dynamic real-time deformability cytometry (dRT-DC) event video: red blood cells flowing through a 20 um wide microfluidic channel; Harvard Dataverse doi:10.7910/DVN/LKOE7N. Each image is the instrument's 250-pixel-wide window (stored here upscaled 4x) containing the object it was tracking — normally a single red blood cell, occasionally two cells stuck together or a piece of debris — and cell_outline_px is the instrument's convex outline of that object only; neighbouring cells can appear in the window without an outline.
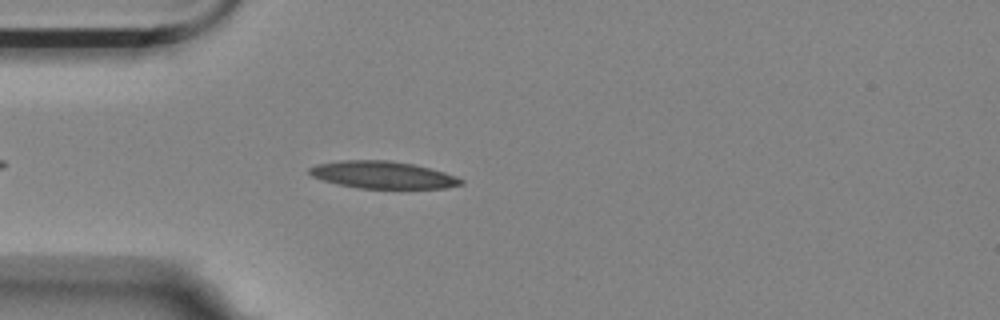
{"species": "Egyptian fruit bat (a non-hibernating species)", "species_latin": "Rousettus aegyptiacus", "temperature_condition": "room temperature", "stored_images_in_passage": 31, "camera_frame_rate_fps": 3000, "um_per_image_px": 0.085, "animal": {"sex": "female"}, "frame": {"image": 1, "passage_image": 6, "time_ms": 1.667, "image_size_px": [1000, 320], "cell_outline_px": [[464, 184], [444, 188], [360, 188], [340, 184], [324, 180], [312, 176], [308, 172], [308, 168], [320, 164], [344, 160], [388, 160], [412, 164], [444, 172], [456, 176], [464, 180]], "centroid_in_image_um": [32.57, 14.86], "position_along_channel_um": 52.4, "area_um2": 23.7}}
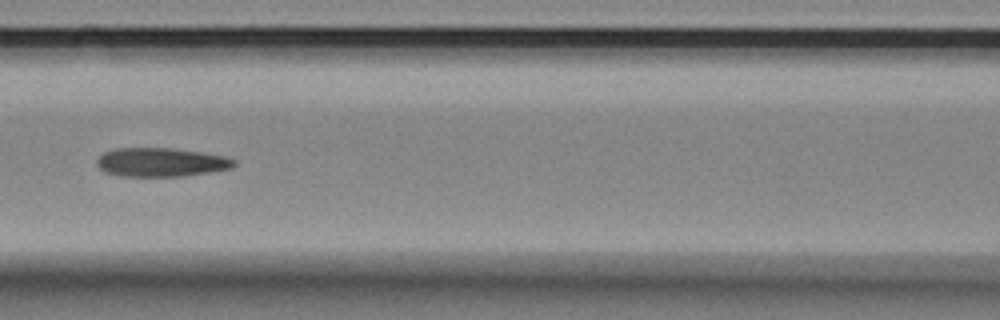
{"frame": {"image": 2, "passage_image": 15, "time_ms": 4.667, "image_size_px": [1000, 320], "cell_outline_px": [[236, 164], [232, 168], [208, 172], [180, 176], [120, 176], [104, 172], [96, 164], [96, 160], [104, 152], [112, 148], [172, 148], [200, 152], [224, 156], [236, 160]], "centroid_in_image_um": [13.65, 13.78], "position_along_channel_um": 152.9, "area_um2": 23.0}}
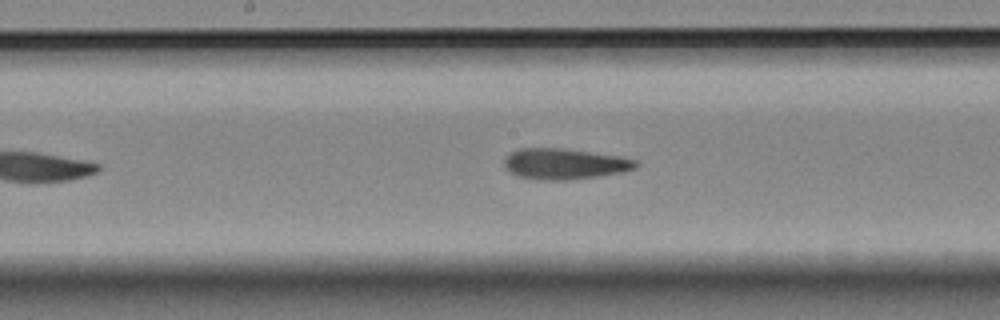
{"frame": {"image": 3, "passage_image": 19, "time_ms": 6.0, "image_size_px": [1000, 320], "cell_outline_px": [[640, 164], [636, 168], [624, 172], [568, 180], [540, 180], [516, 176], [504, 168], [504, 160], [512, 152], [520, 148], [560, 148], [620, 156], [636, 160]], "centroid_in_image_um": [47.99, 13.94], "position_along_channel_um": 200.2, "area_um2": 23.64}}